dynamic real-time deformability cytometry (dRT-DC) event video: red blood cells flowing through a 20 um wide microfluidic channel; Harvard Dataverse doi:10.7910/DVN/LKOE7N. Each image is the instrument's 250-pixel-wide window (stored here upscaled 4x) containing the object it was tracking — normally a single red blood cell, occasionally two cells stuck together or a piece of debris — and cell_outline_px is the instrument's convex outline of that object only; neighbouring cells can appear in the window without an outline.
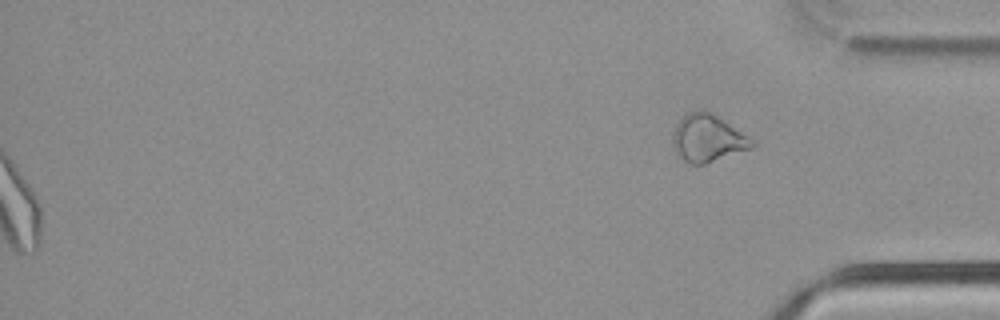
{"species": "common noctule bat (a hibernating species)", "species_latin": "Nyctalus noctula", "temperature_condition": "cold", "stored_images_in_passage": 44, "segment_of_instrument_passage": [2, 2], "camera_frame_rate_fps": 3000, "um_per_image_px": 0.085, "animal": {"sex": "male", "body_mass_g": 21.5, "forearm_length_mm": 52.0}, "frame": {"image": 1, "passage_image": 44, "time_ms": 14.333, "image_size_px": [1000, 320], "cell_outline_px": [[756, 144], [752, 148], [704, 164], [688, 164], [676, 152], [672, 140], [672, 136], [676, 124], [684, 112], [704, 108], [712, 112], [756, 140]], "centroid_in_image_um": [60.17, 11.7], "position_along_channel_um": 375.0, "area_um2": 22.31}}